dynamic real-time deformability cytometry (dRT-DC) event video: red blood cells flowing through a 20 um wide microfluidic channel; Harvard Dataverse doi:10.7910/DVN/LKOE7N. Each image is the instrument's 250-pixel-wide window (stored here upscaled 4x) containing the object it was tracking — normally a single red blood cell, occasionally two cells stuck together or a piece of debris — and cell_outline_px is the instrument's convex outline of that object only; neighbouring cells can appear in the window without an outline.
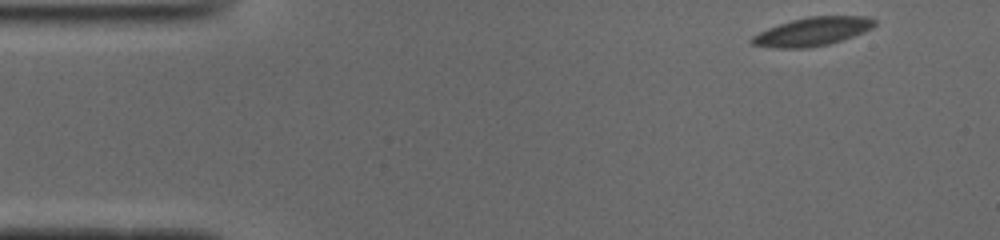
{"species": "common noctule bat (a hibernating species)", "species_latin": "Nyctalus noctula", "temperature_condition": "cold", "stored_images_in_passage": 51, "camera_frame_rate_fps": 3000, "um_per_image_px": 0.085, "animal": {"sex": "male", "body_mass_g": 19.0, "forearm_length_mm": 50.8}, "frame": {"image": 1, "passage_image": 1, "time_ms": 0.0, "image_size_px": [1000, 240], "cell_outline_px": [[876, 24], [872, 28], [852, 36], [828, 44], [808, 48], [776, 48], [752, 44], [748, 40], [752, 36], [768, 28], [792, 20], [808, 16], [864, 16], [876, 20]], "centroid_in_image_um": [69.04, 2.68], "position_along_channel_um": 16.0, "area_um2": 20.17}}
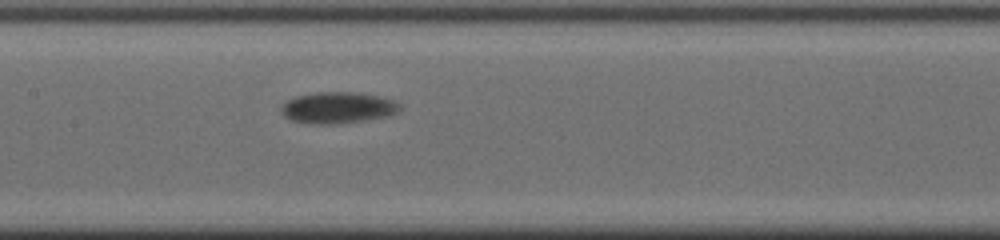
{"frame": {"image": 2, "passage_image": 22, "time_ms": 7.0, "image_size_px": [1000, 240], "cell_outline_px": [[400, 112], [388, 116], [364, 120], [336, 124], [316, 124], [292, 120], [284, 116], [280, 112], [280, 108], [288, 100], [296, 96], [316, 92], [352, 92], [380, 96], [392, 100], [400, 104]], "centroid_in_image_um": [28.72, 9.15], "position_along_channel_um": 178.7, "area_um2": 21.62}}
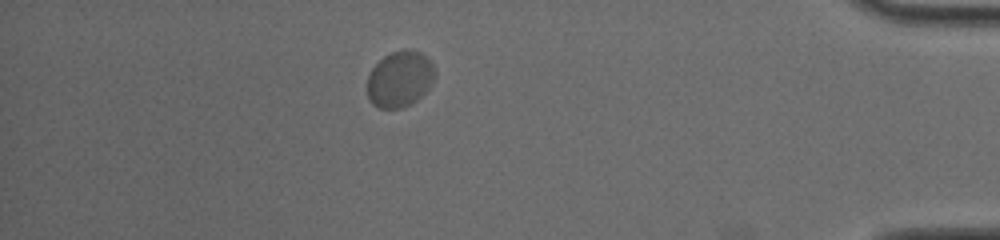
{"frame": {"image": 3, "passage_image": 44, "time_ms": 14.333, "image_size_px": [1000, 240], "cell_outline_px": [[436, 72], [432, 84], [416, 100], [400, 108], [380, 108], [372, 104], [368, 96], [368, 76], [372, 68], [384, 56], [392, 52], [404, 48], [420, 52], [432, 64]], "centroid_in_image_um": [33.98, 6.7], "position_along_channel_um": 401.2, "area_um2": 21.85}, "authors_computed_cell_mechanics": {"area_um2": 20.2878, "velocity_mm_per_s": 3.6716, "shape_relaxation_time_tau1_ms": 1.5144, "shape_relaxation_time_tau2_ms": null, "deformation_change_tau1": 0.0454, "deformation_change_tau2": null}}